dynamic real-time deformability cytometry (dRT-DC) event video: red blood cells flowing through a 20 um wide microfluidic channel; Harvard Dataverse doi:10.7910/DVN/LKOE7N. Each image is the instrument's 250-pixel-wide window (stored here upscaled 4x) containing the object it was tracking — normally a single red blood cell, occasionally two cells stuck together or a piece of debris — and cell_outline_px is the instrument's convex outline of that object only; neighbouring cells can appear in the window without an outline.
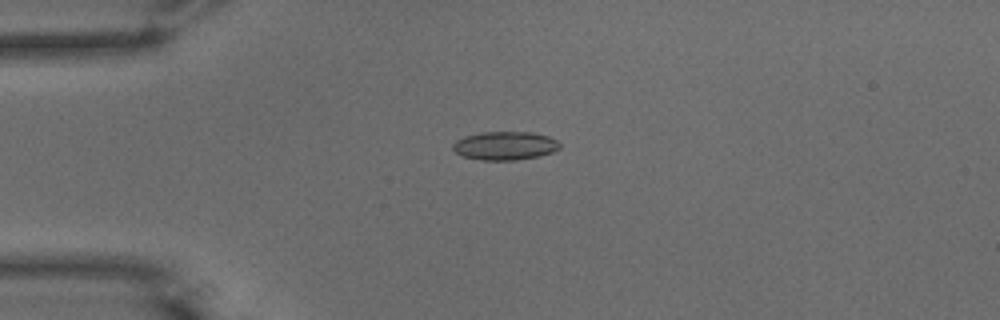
{"species": "common noctule bat (a hibernating species)", "species_latin": "Nyctalus noctula", "temperature_condition": "warm", "stored_images_in_passage": 42, "camera_frame_rate_fps": 3000, "um_per_image_px": 0.085, "animal": {"sex": "male", "body_mass_g": 15.6}, "frame": {"image": 1, "passage_image": 1, "time_ms": 0.0, "image_size_px": [1000, 320], "cell_outline_px": [[560, 148], [552, 152], [540, 156], [516, 160], [480, 160], [464, 156], [456, 152], [452, 148], [452, 144], [456, 140], [464, 136], [480, 132], [532, 132], [548, 136], [556, 140], [560, 144]], "centroid_in_image_um": [42.92, 12.38], "position_along_channel_um": 42.1, "area_um2": 17.8}}
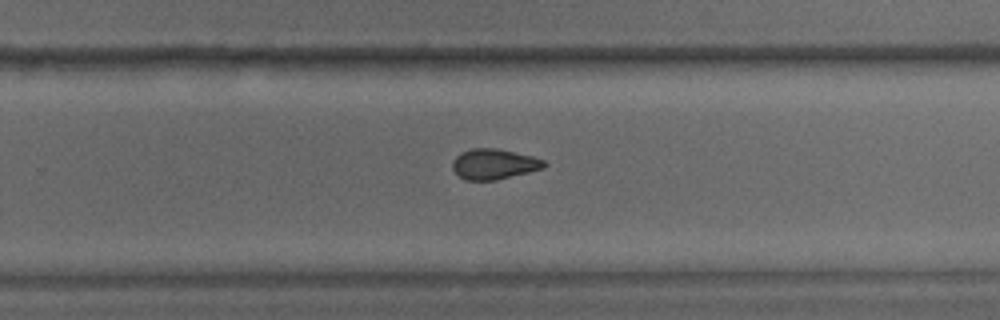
{"frame": {"image": 2, "passage_image": 23, "time_ms": 7.333, "image_size_px": [1000, 320], "cell_outline_px": [[548, 164], [544, 168], [496, 180], [464, 180], [452, 168], [452, 160], [460, 152], [472, 148], [496, 148], [532, 156], [544, 160]], "centroid_in_image_um": [41.98, 13.94], "position_along_channel_um": 287.8, "area_um2": 16.24}}
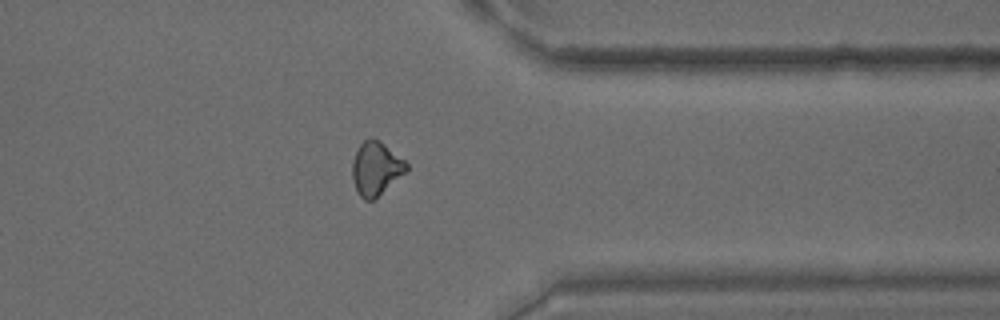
{"frame": {"image": 3, "passage_image": 31, "time_ms": 10.0, "image_size_px": [1000, 320], "cell_outline_px": [[408, 172], [372, 200], [364, 200], [360, 196], [352, 180], [352, 164], [356, 152], [360, 144], [364, 140], [372, 136], [380, 140], [404, 160], [408, 164]], "centroid_in_image_um": [31.97, 14.3], "position_along_channel_um": 379.4, "area_um2": 16.94}}